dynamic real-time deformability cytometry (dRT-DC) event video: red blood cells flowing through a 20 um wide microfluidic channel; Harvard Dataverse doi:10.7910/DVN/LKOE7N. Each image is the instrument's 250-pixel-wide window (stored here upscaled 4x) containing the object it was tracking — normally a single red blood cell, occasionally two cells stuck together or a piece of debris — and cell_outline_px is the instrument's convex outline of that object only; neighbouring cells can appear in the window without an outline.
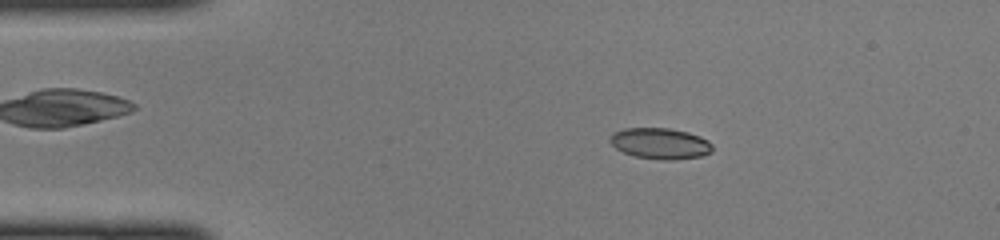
{"species": "common noctule bat (a hibernating species)", "species_latin": "Nyctalus noctula", "temperature_condition": "cold", "stored_images_in_passage": 40, "camera_frame_rate_fps": 3000, "um_per_image_px": 0.085, "animal": {"sex": "female", "body_mass_g": 22.0, "forearm_length_mm": 56.7}, "frame": {"image": 1, "passage_image": 2, "time_ms": 0.333, "image_size_px": [1000, 240], "cell_outline_px": [[712, 152], [700, 156], [676, 160], [664, 160], [636, 156], [624, 152], [616, 148], [608, 140], [616, 132], [624, 128], [668, 128], [688, 132], [700, 136], [708, 140], [712, 144]], "centroid_in_image_um": [56.15, 12.19], "position_along_channel_um": 28.8, "area_um2": 18.38}}
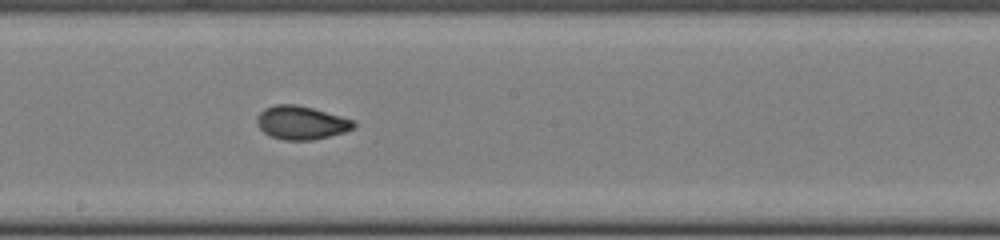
{"frame": {"image": 2, "passage_image": 19, "time_ms": 6.0, "image_size_px": [1000, 240], "cell_outline_px": [[356, 128], [344, 132], [312, 140], [284, 140], [272, 136], [264, 132], [256, 124], [256, 116], [264, 108], [276, 104], [296, 104], [312, 108], [356, 120]], "centroid_in_image_um": [25.62, 10.42], "position_along_channel_um": 222.6, "area_um2": 18.96}}
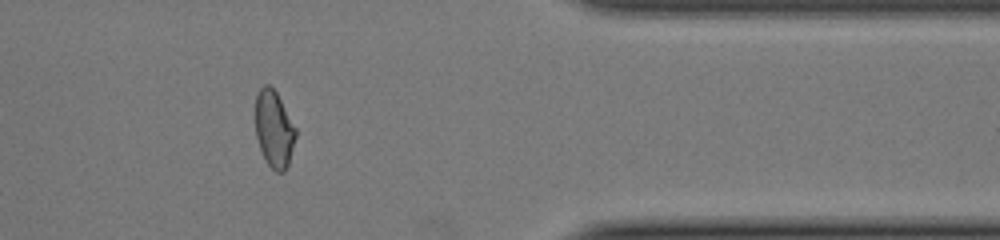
{"frame": {"image": 3, "passage_image": 32, "time_ms": 10.333, "image_size_px": [1000, 240], "cell_outline_px": [[296, 136], [288, 164], [284, 172], [276, 172], [268, 164], [260, 148], [256, 136], [256, 92], [264, 84], [268, 84], [276, 92], [296, 128]], "centroid_in_image_um": [23.29, 10.96], "position_along_channel_um": 388.1, "area_um2": 17.8}}